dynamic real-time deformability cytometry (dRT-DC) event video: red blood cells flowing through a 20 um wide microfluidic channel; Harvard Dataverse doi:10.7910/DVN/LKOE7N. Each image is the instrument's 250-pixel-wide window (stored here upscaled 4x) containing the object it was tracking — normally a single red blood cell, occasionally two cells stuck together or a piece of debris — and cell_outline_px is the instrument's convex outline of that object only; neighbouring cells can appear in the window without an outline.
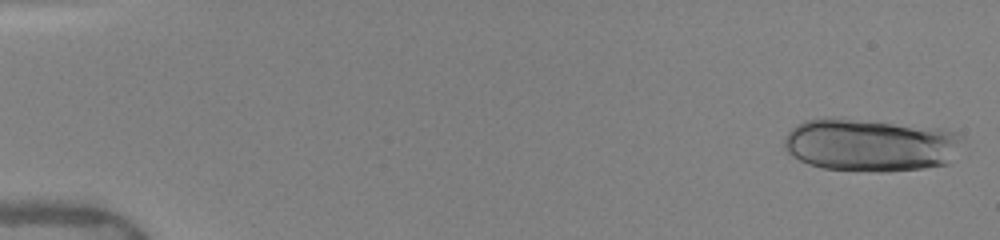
{"species": "human", "species_latin": "Homo sapiens", "temperature_condition": "warm", "stored_images_in_passage": 30, "camera_frame_rate_fps": 3000, "um_per_image_px": 0.085, "donor": {"sex": "female"}, "frame": {"image": 1, "passage_image": 1, "time_ms": 0.0, "image_size_px": [1000, 240], "cell_outline_px": [[964, 136], [948, 164], [924, 168], [888, 172], [856, 172], [824, 168], [808, 164], [792, 156], [784, 148], [784, 140], [788, 132], [796, 124], [804, 120], [824, 116], [828, 116], [940, 128], [956, 132]], "centroid_in_image_um": [73.93, 12.32], "position_along_channel_um": 11.1, "area_um2": 55.6}}
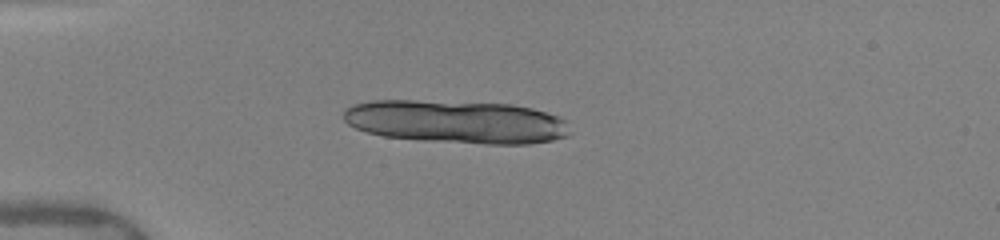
{"frame": {"image": 2, "passage_image": 13, "time_ms": 4.0, "image_size_px": [1000, 240], "cell_outline_px": [[572, 132], [568, 136], [552, 140], [528, 144], [484, 144], [420, 140], [384, 136], [368, 132], [356, 128], [348, 124], [344, 120], [344, 108], [352, 104], [372, 100], [416, 100], [512, 104], [532, 108], [556, 116], [564, 120]], "centroid_in_image_um": [38.77, 10.35], "position_along_channel_um": 46.2, "area_um2": 57.11}}